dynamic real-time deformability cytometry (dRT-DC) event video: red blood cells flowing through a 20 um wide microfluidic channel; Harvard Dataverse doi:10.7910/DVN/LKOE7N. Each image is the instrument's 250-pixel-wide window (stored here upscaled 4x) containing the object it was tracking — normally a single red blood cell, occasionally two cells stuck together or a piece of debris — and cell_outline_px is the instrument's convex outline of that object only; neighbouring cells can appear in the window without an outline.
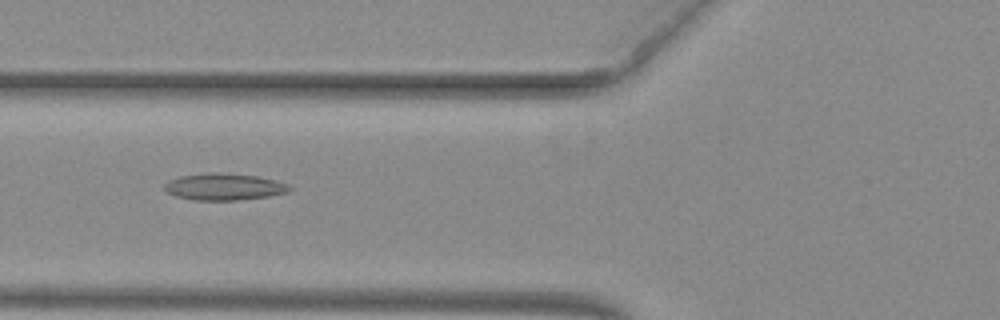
{"species": "common noctule bat (a hibernating species)", "species_latin": "Nyctalus noctula", "temperature_condition": "warm", "stored_images_in_passage": 37, "camera_frame_rate_fps": 3000, "um_per_image_px": 0.085, "animal": {"sex": "female", "body_mass_g": 29.2, "forearm_length_mm": 56.3}, "frame": {"image": 1, "passage_image": 5, "time_ms": 1.333, "image_size_px": [1000, 320], "cell_outline_px": [[292, 188], [288, 192], [268, 196], [240, 200], [192, 200], [176, 196], [168, 192], [164, 188], [164, 184], [168, 180], [180, 176], [208, 172], [220, 172], [256, 176], [276, 180], [288, 184]], "centroid_in_image_um": [19.04, 15.87], "position_along_channel_um": 106.8, "area_um2": 19.59}}
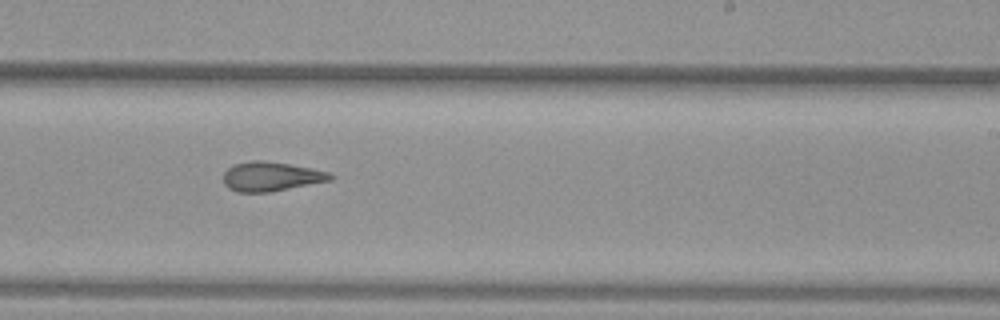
{"frame": {"image": 2, "passage_image": 17, "time_ms": 5.333, "image_size_px": [1000, 320], "cell_outline_px": [[336, 176], [332, 180], [272, 192], [236, 192], [228, 188], [224, 184], [224, 172], [232, 164], [252, 160], [260, 160], [288, 164], [312, 168], [328, 172]], "centroid_in_image_um": [23.04, 15.01], "position_along_channel_um": 266.0, "area_um2": 18.44}}
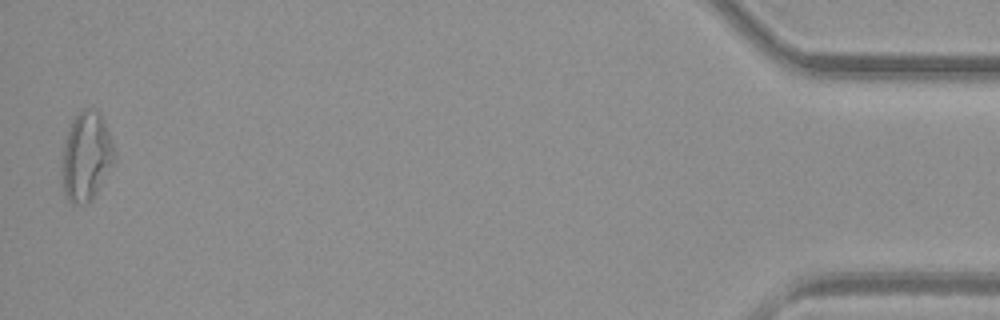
{"frame": {"image": 3, "passage_image": 36, "time_ms": 11.667, "image_size_px": [1000, 320], "cell_outline_px": [[116, 160], [96, 192], [84, 204], [72, 204], [68, 200], [64, 192], [60, 180], [60, 152], [68, 128], [72, 120], [80, 108], [96, 108], [100, 112], [104, 120], [116, 156]], "centroid_in_image_um": [7.27, 13.25], "position_along_channel_um": 427.9, "area_um2": 27.92}, "authors_computed_cell_mechanics": {"area_um2": 19.074, "velocity_mm_per_s": 3.985, "shape_relaxation_time_tau1_ms": null, "shape_relaxation_time_tau2_ms": 2.4708, "deformation_change_tau1": null, "deformation_change_tau2": 0.1193}}